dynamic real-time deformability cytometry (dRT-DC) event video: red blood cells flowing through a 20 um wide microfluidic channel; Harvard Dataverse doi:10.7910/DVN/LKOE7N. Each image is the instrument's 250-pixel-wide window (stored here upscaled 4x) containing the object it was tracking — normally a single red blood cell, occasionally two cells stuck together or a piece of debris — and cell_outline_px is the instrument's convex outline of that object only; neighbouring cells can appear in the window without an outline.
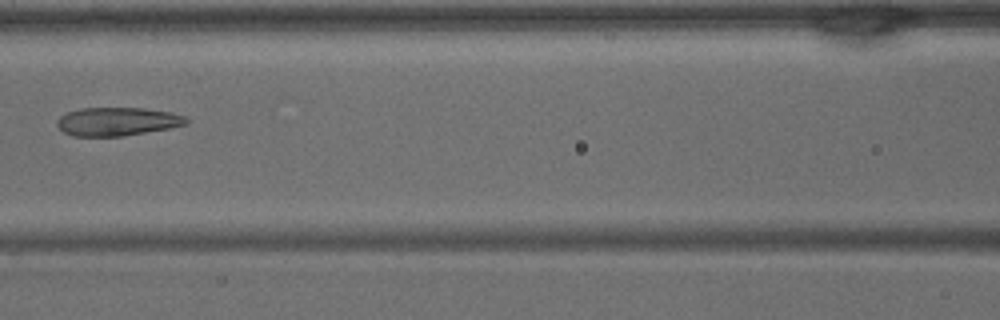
{"species": "common noctule bat (a hibernating species)", "species_latin": "Nyctalus noctula", "temperature_condition": "warm", "stored_images_in_passage": 40, "camera_frame_rate_fps": 3000, "um_per_image_px": 0.085, "animal": {"sex": "male", "body_mass_g": 15.6}, "frame": {"image": 1, "passage_image": 18, "time_ms": 5.667, "image_size_px": [1000, 320], "cell_outline_px": [[188, 124], [168, 128], [120, 136], [72, 136], [64, 132], [56, 124], [56, 120], [60, 116], [68, 112], [80, 108], [144, 108], [168, 112], [184, 116], [188, 120]], "centroid_in_image_um": [9.93, 10.32], "position_along_channel_um": 156.7, "area_um2": 21.15}}
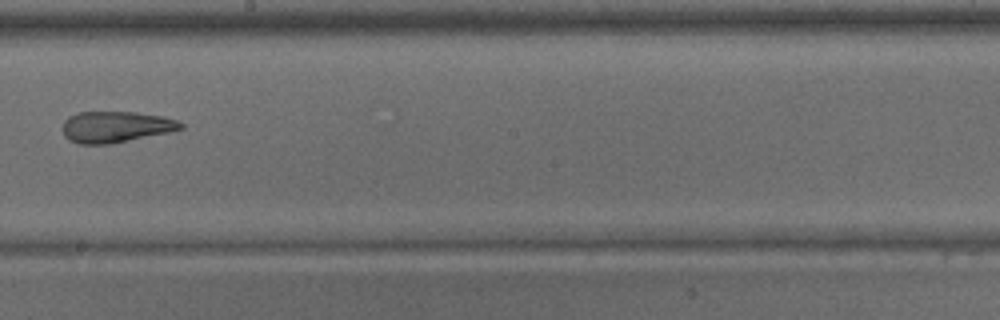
{"frame": {"image": 2, "passage_image": 23, "time_ms": 7.333, "image_size_px": [1000, 320], "cell_outline_px": [[184, 128], [168, 132], [108, 144], [80, 144], [68, 140], [64, 136], [64, 120], [68, 116], [80, 112], [136, 112], [164, 116], [176, 120], [184, 124]], "centroid_in_image_um": [9.83, 10.77], "position_along_channel_um": 238.4, "area_um2": 21.33}}
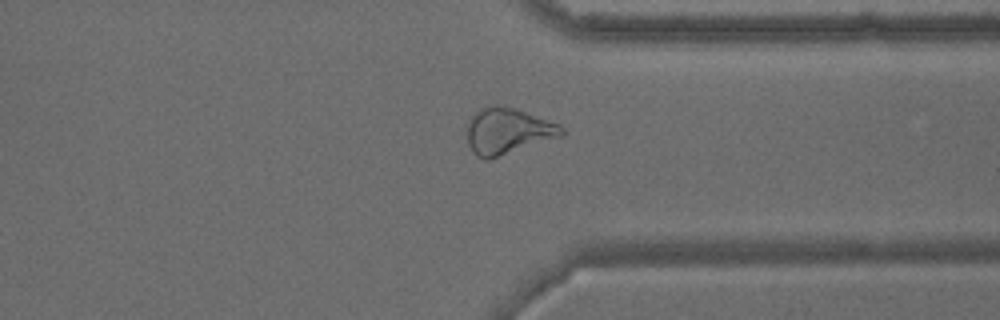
{"frame": {"image": 3, "passage_image": 31, "time_ms": 10.0, "image_size_px": [1000, 320], "cell_outline_px": [[564, 136], [488, 160], [484, 160], [476, 156], [472, 152], [468, 144], [468, 120], [480, 108], [492, 104], [504, 104], [560, 124], [564, 128]], "centroid_in_image_um": [43.17, 11.14], "position_along_channel_um": 368.2, "area_um2": 25.89}}